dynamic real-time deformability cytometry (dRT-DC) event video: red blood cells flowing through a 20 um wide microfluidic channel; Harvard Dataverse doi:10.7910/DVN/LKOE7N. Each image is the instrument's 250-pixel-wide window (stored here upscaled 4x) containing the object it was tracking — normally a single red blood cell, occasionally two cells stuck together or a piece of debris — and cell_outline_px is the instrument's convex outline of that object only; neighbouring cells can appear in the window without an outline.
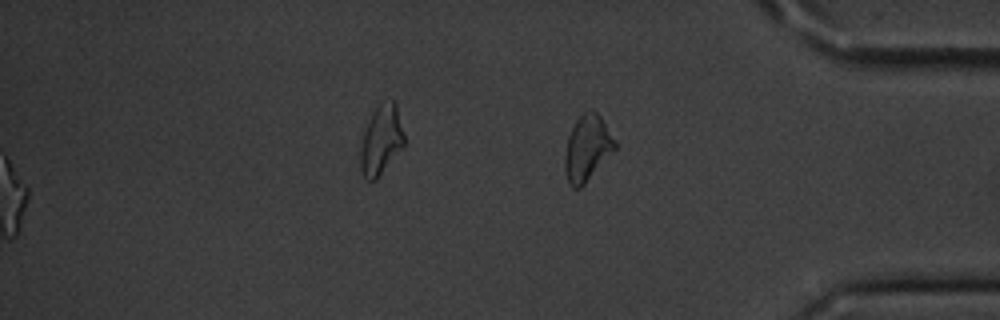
{"species": "common noctule bat (a hibernating species)", "species_latin": "Nyctalus noctula", "temperature_condition": "cold", "stored_images_in_passage": 31, "segment_of_instrument_passage": [2, 2], "camera_frame_rate_fps": 3000, "um_per_image_px": 0.085, "animal": {"sex": "male", "body_mass_g": 20.1, "forearm_length_mm": 53.5}, "frame": {"image": 1, "passage_image": 31, "time_ms": 10.0, "image_size_px": [1000, 320], "cell_outline_px": [[616, 148], [584, 184], [580, 188], [572, 188], [568, 180], [564, 168], [564, 156], [568, 136], [576, 120], [584, 112], [592, 108], [600, 116], [616, 140]], "centroid_in_image_um": [49.91, 12.57], "position_along_channel_um": 385.3, "area_um2": 19.02}}